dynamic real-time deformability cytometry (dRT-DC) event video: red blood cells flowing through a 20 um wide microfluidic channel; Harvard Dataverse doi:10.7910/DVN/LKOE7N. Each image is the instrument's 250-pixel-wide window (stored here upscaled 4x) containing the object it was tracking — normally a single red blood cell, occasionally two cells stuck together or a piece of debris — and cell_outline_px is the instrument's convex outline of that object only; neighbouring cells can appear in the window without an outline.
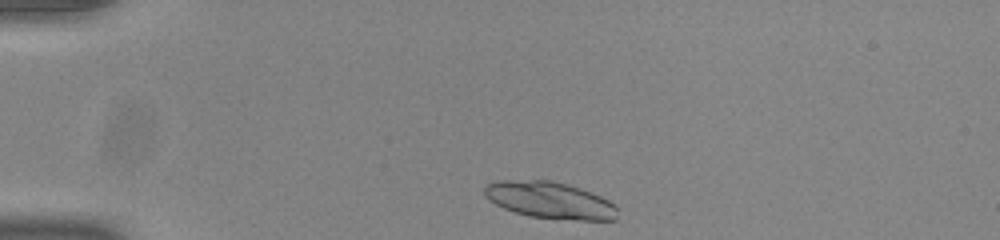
{"species": "common noctule bat (a hibernating species)", "species_latin": "Nyctalus noctula", "temperature_condition": "room temperature", "stored_images_in_passage": 42, "camera_frame_rate_fps": 3000, "um_per_image_px": 0.085, "animal": {"sex": "male", "body_mass_g": 20.0, "forearm_length_mm": 53.3}, "frame": {"image": 1, "passage_image": 1, "time_ms": 0.0, "image_size_px": [1000, 240], "cell_outline_px": [[620, 208], [616, 220], [580, 220], [528, 216], [504, 208], [488, 200], [484, 196], [484, 184], [496, 180], [552, 180], [568, 184], [580, 188], [600, 196], [608, 200]], "centroid_in_image_um": [46.74, 17.01], "position_along_channel_um": 38.3, "area_um2": 28.73}}